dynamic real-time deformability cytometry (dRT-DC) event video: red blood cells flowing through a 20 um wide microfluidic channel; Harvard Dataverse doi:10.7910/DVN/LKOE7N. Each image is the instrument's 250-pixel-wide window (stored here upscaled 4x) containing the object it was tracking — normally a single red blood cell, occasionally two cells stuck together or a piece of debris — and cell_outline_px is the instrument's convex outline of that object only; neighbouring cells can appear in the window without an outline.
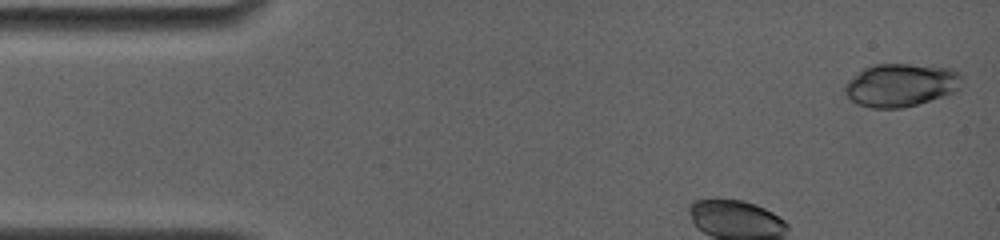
{"species": "common noctule bat (a hibernating species)", "species_latin": "Nyctalus noctula", "temperature_condition": "room temperature", "stored_images_in_passage": 19, "camera_frame_rate_fps": 4000, "um_per_image_px": 0.085, "animal": {"sex": "female", "body_mass_g": 19.0, "forearm_length_mm": 56.7}, "frame": {"image": 1, "passage_image": 1, "time_ms": 0.0, "image_size_px": [1000, 240], "cell_outline_px": [[964, 76], [960, 88], [956, 92], [948, 96], [904, 108], [872, 108], [856, 104], [844, 92], [844, 84], [852, 76], [864, 68], [872, 64], [908, 64], [952, 68], [960, 72]], "centroid_in_image_um": [76.62, 7.23], "position_along_channel_um": 8.4, "area_um2": 30.06}}
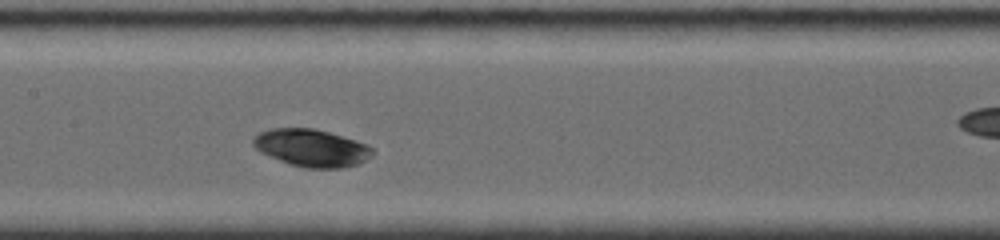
{"frame": {"image": 2, "passage_image": 10, "time_ms": 6.0, "image_size_px": [1000, 240], "cell_outline_px": [[376, 152], [372, 156], [360, 164], [344, 168], [308, 168], [288, 164], [260, 152], [252, 144], [252, 140], [260, 132], [268, 128], [312, 128], [328, 132], [356, 140], [368, 144]], "centroid_in_image_um": [26.51, 12.58], "position_along_channel_um": 180.9, "area_um2": 26.24}}
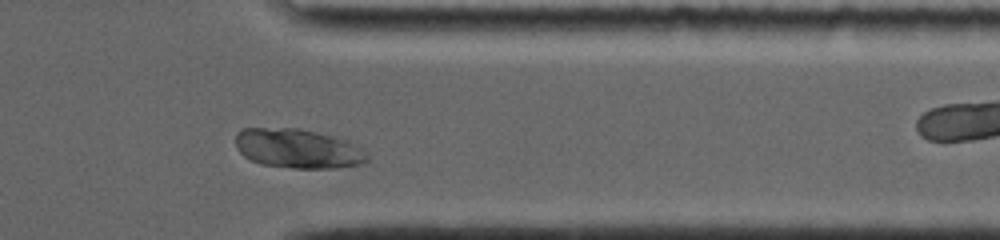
{"frame": {"image": 3, "passage_image": 17, "time_ms": 11.5, "image_size_px": [1000, 240], "cell_outline_px": [[368, 160], [364, 164], [332, 168], [292, 168], [260, 164], [244, 156], [236, 148], [236, 132], [244, 128], [300, 128], [348, 140], [364, 148], [368, 156]], "centroid_in_image_um": [25.35, 12.63], "position_along_channel_um": 386.1, "area_um2": 30.46}}